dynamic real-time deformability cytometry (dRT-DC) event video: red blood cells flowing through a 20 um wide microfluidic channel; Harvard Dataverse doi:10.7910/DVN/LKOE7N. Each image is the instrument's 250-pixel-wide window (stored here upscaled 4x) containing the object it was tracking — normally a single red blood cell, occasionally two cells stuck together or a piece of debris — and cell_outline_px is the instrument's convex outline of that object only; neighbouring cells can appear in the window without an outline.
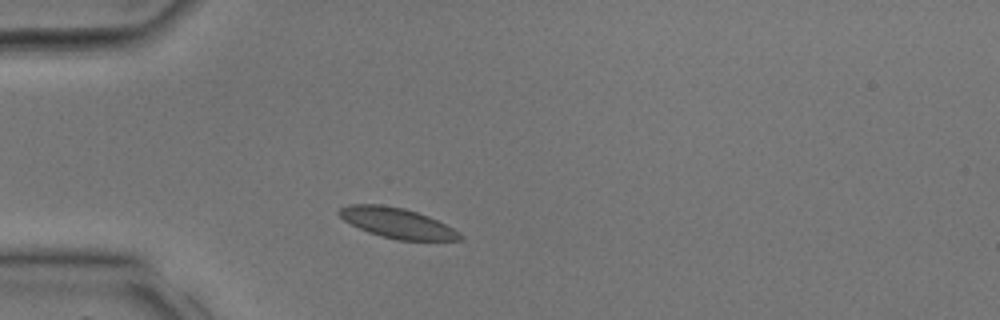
{"species": "common noctule bat (a hibernating species)", "species_latin": "Nyctalus noctula", "temperature_condition": "room temperature", "stored_images_in_passage": 26, "camera_frame_rate_fps": 3000, "um_per_image_px": 0.085, "animal": {"sex": "male", "body_mass_g": 17.9, "forearm_length_mm": 54.2}, "frame": {"image": 1, "passage_image": 1, "time_ms": 0.0, "image_size_px": [1000, 320], "cell_outline_px": [[464, 240], [396, 240], [380, 236], [368, 232], [344, 220], [336, 212], [340, 208], [348, 204], [380, 204], [404, 208], [428, 216], [460, 232], [464, 236]], "centroid_in_image_um": [33.75, 18.95], "position_along_channel_um": 51.2, "area_um2": 21.21}}
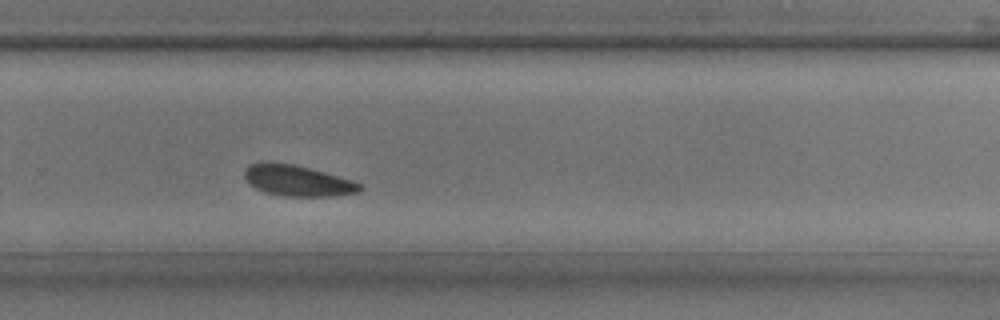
{"frame": {"image": 2, "passage_image": 15, "time_ms": 4.667, "image_size_px": [1000, 320], "cell_outline_px": [[364, 188], [360, 192], [332, 196], [284, 196], [264, 192], [256, 188], [244, 176], [244, 168], [248, 164], [260, 160], [268, 160], [292, 164], [308, 168], [352, 180], [360, 184]], "centroid_in_image_um": [25.24, 15.33], "position_along_channel_um": 304.6, "area_um2": 20.92}}
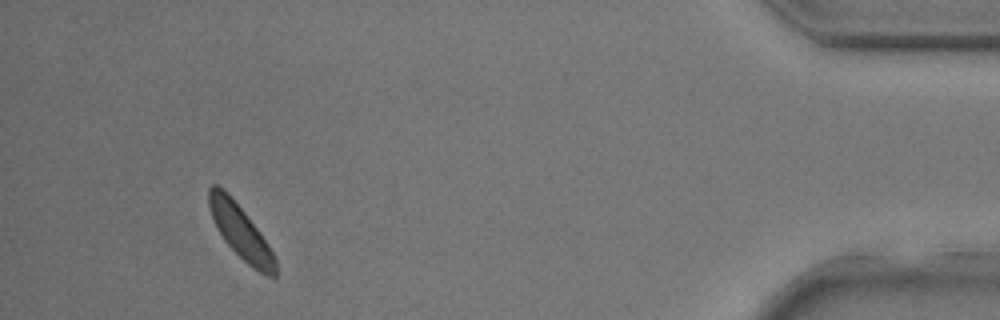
{"frame": {"image": 3, "passage_image": 24, "time_ms": 7.667, "image_size_px": [1000, 320], "cell_outline_px": [[276, 276], [268, 276], [252, 268], [224, 240], [216, 228], [208, 204], [208, 188], [212, 184], [216, 184], [244, 212], [260, 232], [268, 244], [276, 260]], "centroid_in_image_um": [20.45, 19.74], "position_along_channel_um": 414.8, "area_um2": 20.06}}